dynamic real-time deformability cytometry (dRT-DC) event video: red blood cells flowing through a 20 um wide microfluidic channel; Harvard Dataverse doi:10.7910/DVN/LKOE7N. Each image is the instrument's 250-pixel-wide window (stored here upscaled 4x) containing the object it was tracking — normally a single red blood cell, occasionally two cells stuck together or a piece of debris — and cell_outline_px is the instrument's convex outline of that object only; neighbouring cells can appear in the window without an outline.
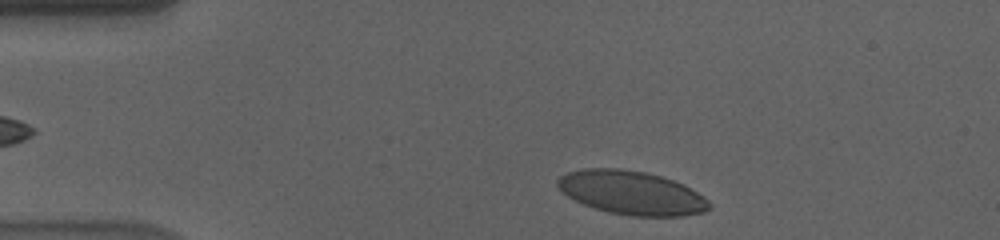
{"species": "human", "species_latin": "Homo sapiens", "temperature_condition": "cold", "stored_images_in_passage": 40, "camera_frame_rate_fps": 3000, "um_per_image_px": 0.085, "donor": {"sex": "male"}, "frame": {"image": 1, "passage_image": 2, "time_ms": 0.333, "image_size_px": [1000, 240], "cell_outline_px": [[712, 208], [704, 212], [680, 216], [632, 216], [608, 212], [584, 204], [568, 196], [556, 184], [556, 180], [560, 176], [568, 172], [580, 168], [620, 168], [644, 172], [660, 176], [684, 184], [704, 196], [712, 204]], "centroid_in_image_um": [53.71, 16.38], "position_along_channel_um": 31.3, "area_um2": 38.61}}
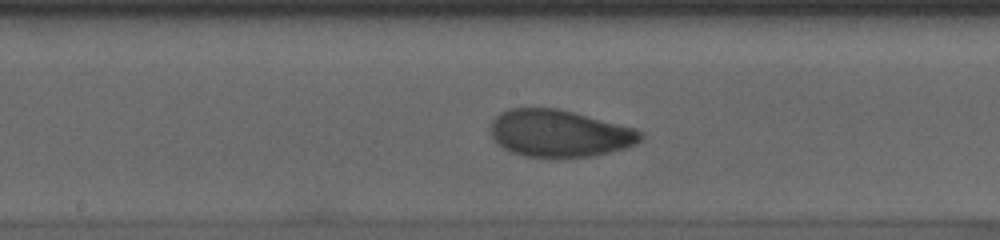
{"frame": {"image": 2, "passage_image": 21, "time_ms": 6.667, "image_size_px": [1000, 240], "cell_outline_px": [[644, 136], [636, 144], [624, 148], [592, 156], [524, 156], [512, 152], [496, 144], [492, 140], [488, 128], [492, 120], [500, 112], [508, 108], [560, 108], [632, 128], [644, 132]], "centroid_in_image_um": [47.48, 11.32], "position_along_channel_um": 200.7, "area_um2": 41.1}}
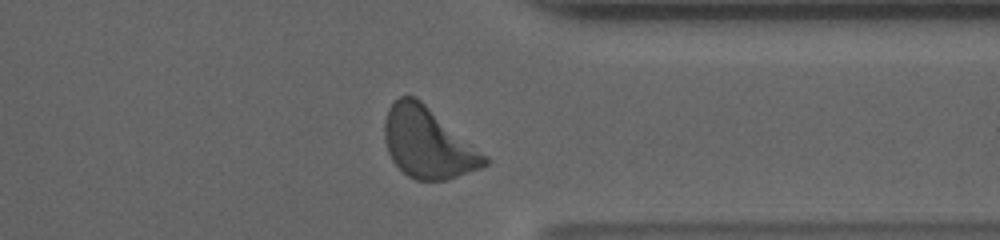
{"frame": {"image": 3, "passage_image": 36, "time_ms": 11.667, "image_size_px": [1000, 240], "cell_outline_px": [[488, 164], [480, 168], [444, 180], [416, 180], [408, 176], [392, 160], [388, 152], [384, 140], [384, 120], [388, 108], [400, 96], [416, 96], [488, 156]], "centroid_in_image_um": [36.35, 12.13], "position_along_channel_um": 375.0, "area_um2": 40.92}, "authors_computed_cell_mechanics": {"area_um2": 40.6623, "velocity_mm_per_s": 3.5565, "shape_relaxation_time_tau1_ms": 4.6959, "shape_relaxation_time_tau2_ms": 2.4265, "deformation_change_tau1": 0.1618, "deformation_change_tau2": 0.0642}}